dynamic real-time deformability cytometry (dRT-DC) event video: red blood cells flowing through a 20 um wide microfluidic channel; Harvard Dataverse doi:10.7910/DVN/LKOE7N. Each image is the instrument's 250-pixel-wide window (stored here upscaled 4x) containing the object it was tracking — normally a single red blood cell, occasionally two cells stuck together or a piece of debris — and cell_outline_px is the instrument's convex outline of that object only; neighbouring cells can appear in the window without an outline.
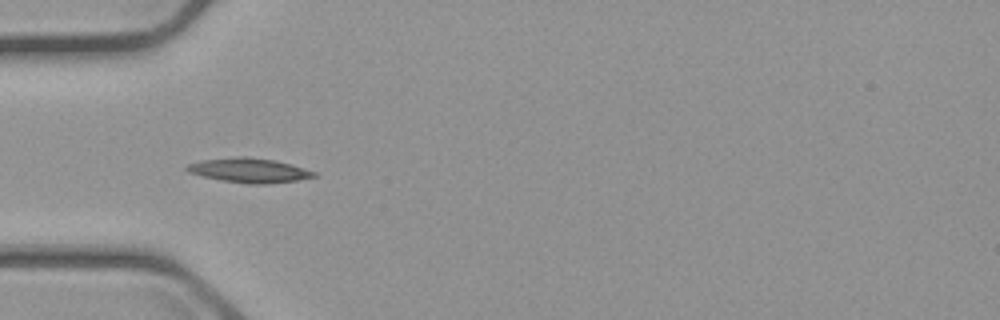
{"species": "common noctule bat (a hibernating species)", "species_latin": "Nyctalus noctula", "temperature_condition": "cold", "stored_images_in_passage": 2, "camera_frame_rate_fps": 3000, "um_per_image_px": 0.085, "animal": {"sex": "male", "body_mass_g": 23.1, "forearm_length_mm": 52.7}, "frame": {"image": 1, "passage_image": 2, "time_ms": 1.0, "image_size_px": [1000, 320], "cell_outline_px": [[316, 176], [296, 180], [264, 184], [248, 184], [220, 180], [188, 172], [184, 168], [188, 164], [200, 160], [236, 156], [248, 156], [276, 160], [292, 164], [316, 172]], "centroid_in_image_um": [21.16, 14.46], "position_along_channel_um": 63.8, "area_um2": 18.21}}